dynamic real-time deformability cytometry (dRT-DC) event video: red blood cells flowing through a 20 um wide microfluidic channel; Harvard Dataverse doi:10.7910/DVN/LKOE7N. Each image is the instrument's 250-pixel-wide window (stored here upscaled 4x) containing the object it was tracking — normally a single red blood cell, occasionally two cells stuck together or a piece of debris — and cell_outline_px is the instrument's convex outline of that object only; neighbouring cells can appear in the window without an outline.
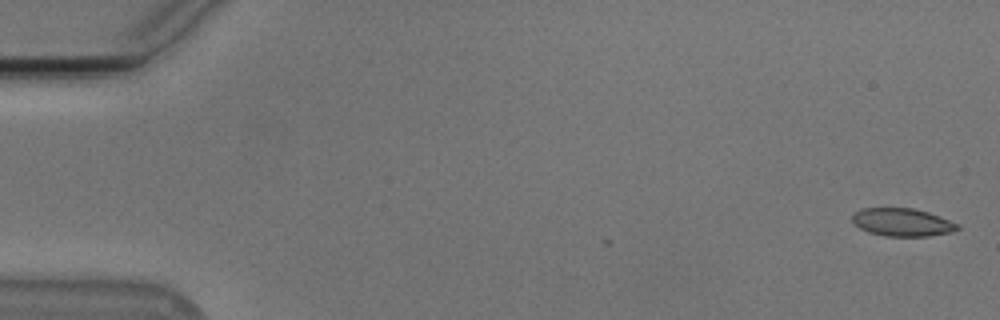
{"species": "Egyptian fruit bat (a non-hibernating species)", "species_latin": "Rousettus aegyptiacus", "temperature_condition": "cold", "stored_images_in_passage": 4, "camera_frame_rate_fps": 3000, "um_per_image_px": 0.085, "animal": {"sex": "male"}, "frame": {"image": 1, "passage_image": 1, "time_ms": 0.0, "image_size_px": [1000, 320], "cell_outline_px": [[960, 228], [952, 232], [928, 236], [884, 236], [868, 232], [860, 228], [852, 220], [852, 212], [860, 208], [912, 208], [928, 212], [948, 220], [956, 224]], "centroid_in_image_um": [76.64, 18.89], "position_along_channel_um": 8.4, "area_um2": 17.05}}